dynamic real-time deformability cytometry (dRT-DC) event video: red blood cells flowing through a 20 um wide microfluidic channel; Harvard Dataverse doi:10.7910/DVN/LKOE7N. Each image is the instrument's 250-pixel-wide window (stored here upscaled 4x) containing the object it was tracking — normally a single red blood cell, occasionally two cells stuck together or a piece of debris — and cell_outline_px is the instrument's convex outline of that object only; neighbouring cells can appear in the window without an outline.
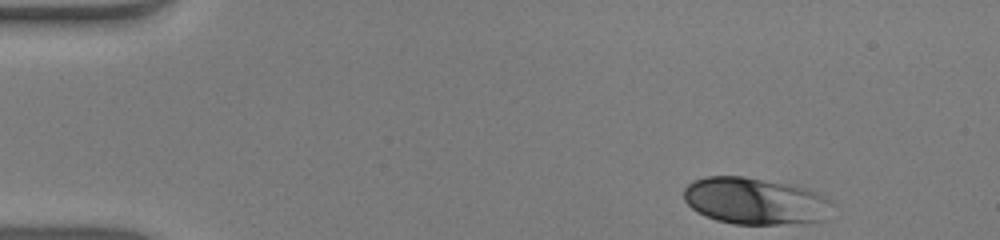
{"species": "human", "species_latin": "Homo sapiens", "temperature_condition": "warm", "stored_images_in_passage": 5, "camera_frame_rate_fps": 3000, "um_per_image_px": 0.085, "donor": {"sex": "male"}, "frame": {"image": 1, "passage_image": 1, "time_ms": 0.0, "image_size_px": [1000, 240], "cell_outline_px": [[836, 204], [828, 220], [780, 224], [732, 224], [716, 220], [696, 212], [684, 200], [684, 188], [692, 180], [708, 176], [744, 176], [796, 184], [816, 192], [832, 200]], "centroid_in_image_um": [64.25, 17.08], "position_along_channel_um": 20.7, "area_um2": 41.38}}